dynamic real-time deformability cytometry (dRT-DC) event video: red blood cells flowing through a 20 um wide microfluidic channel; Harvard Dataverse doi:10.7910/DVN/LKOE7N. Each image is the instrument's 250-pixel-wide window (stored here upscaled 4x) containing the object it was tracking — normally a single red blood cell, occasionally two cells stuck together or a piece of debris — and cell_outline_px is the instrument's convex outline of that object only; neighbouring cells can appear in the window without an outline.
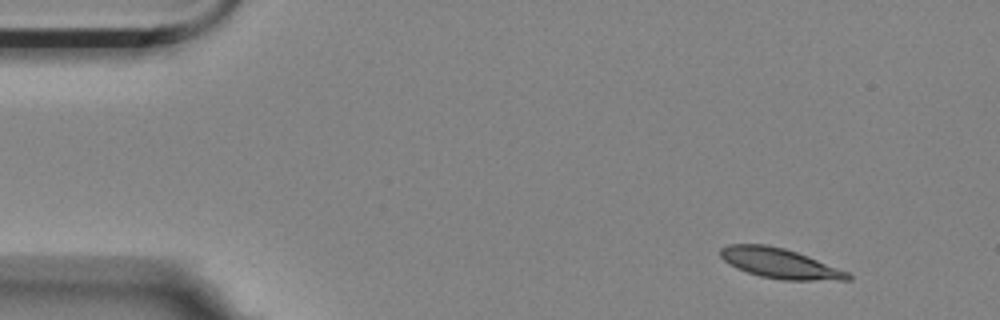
{"species": "Egyptian fruit bat (a non-hibernating species)", "species_latin": "Rousettus aegyptiacus", "temperature_condition": "room temperature", "stored_images_in_passage": 53, "segment_of_instrument_passage": [1, 2], "camera_frame_rate_fps": 3000, "um_per_image_px": 0.085, "animal": {"sex": "female"}, "frame": {"image": 1, "passage_image": 1, "time_ms": 0.0, "image_size_px": [1000, 320], "cell_outline_px": [[852, 280], [784, 280], [760, 276], [736, 268], [724, 260], [720, 256], [720, 248], [728, 244], [764, 244], [784, 248], [808, 256], [848, 272], [852, 276]], "centroid_in_image_um": [66.27, 22.38], "position_along_channel_um": 18.7, "area_um2": 22.14}}
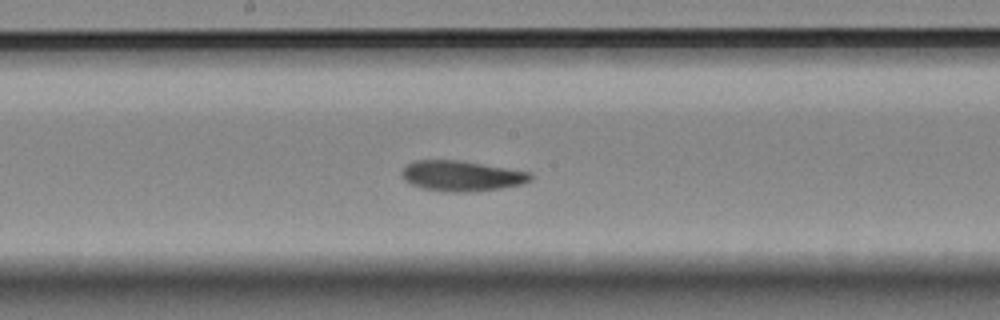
{"frame": {"image": 2, "passage_image": 25, "time_ms": 8.0, "image_size_px": [1000, 320], "cell_outline_px": [[532, 180], [524, 184], [500, 188], [472, 192], [452, 192], [424, 188], [412, 184], [404, 180], [400, 172], [408, 164], [416, 160], [460, 160], [532, 172]], "centroid_in_image_um": [39.28, 14.95], "position_along_channel_um": 208.9, "area_um2": 22.83}}
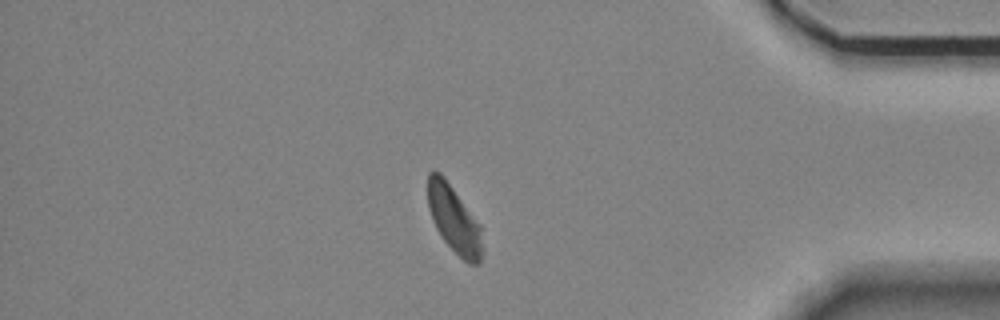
{"frame": {"image": 3, "passage_image": 44, "time_ms": 14.333, "image_size_px": [1000, 320], "cell_outline_px": [[484, 252], [480, 260], [476, 264], [468, 264], [444, 240], [436, 228], [432, 220], [428, 208], [428, 172], [440, 172], [480, 224], [484, 248]], "centroid_in_image_um": [38.61, 18.67], "position_along_channel_um": 396.6, "area_um2": 21.15}}